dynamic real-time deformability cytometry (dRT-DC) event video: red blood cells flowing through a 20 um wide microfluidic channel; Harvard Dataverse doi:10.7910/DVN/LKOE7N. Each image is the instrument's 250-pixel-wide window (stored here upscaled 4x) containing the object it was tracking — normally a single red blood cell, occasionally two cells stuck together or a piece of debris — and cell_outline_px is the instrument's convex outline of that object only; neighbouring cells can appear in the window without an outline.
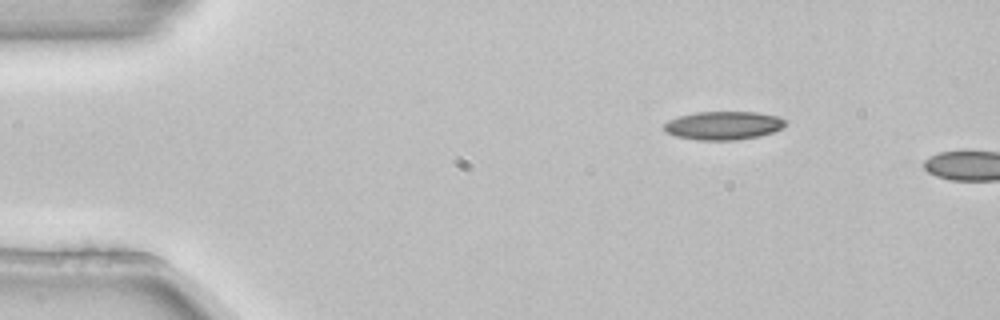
{"species": "common noctule bat (a hibernating species)", "species_latin": "Nyctalus noctula", "temperature_condition": "room temperature", "stored_images_in_passage": 2, "camera_frame_rate_fps": 3000, "um_per_image_px": 0.085, "animal": {"sex": "female", "body_mass_g": 22.7, "forearm_length_mm": 54.2}, "frame": {"image": 1, "passage_image": 1, "time_ms": 0.0, "image_size_px": [1000, 320], "cell_outline_px": [[784, 124], [780, 128], [772, 132], [760, 136], [736, 140], [696, 140], [676, 136], [668, 132], [664, 128], [664, 124], [668, 120], [680, 116], [696, 112], [756, 112], [776, 116], [784, 120]], "centroid_in_image_um": [61.46, 10.67], "position_along_channel_um": 23.5, "area_um2": 19.83}}